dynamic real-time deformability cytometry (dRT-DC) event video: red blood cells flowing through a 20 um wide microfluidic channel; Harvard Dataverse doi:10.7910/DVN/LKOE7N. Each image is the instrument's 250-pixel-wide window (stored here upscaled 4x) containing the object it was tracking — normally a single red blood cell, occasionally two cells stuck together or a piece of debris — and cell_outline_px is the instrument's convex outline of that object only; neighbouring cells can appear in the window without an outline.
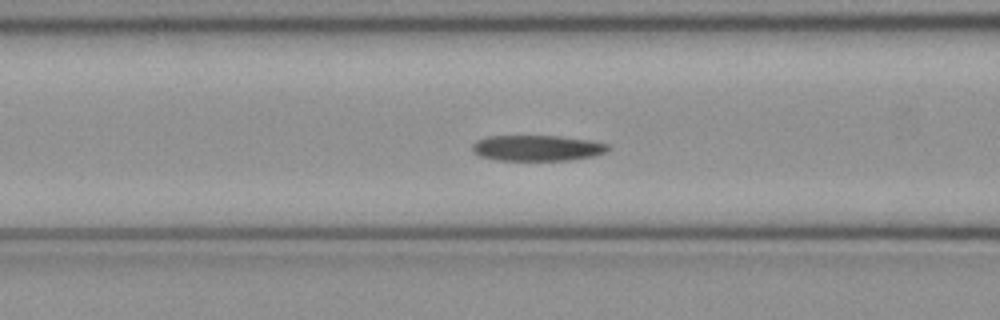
{"species": "common noctule bat (a hibernating species)", "species_latin": "Nyctalus noctula", "temperature_condition": "cold", "stored_images_in_passage": 50, "camera_frame_rate_fps": 3000, "um_per_image_px": 0.085, "animal": {"sex": "female", "body_mass_g": 21.9}, "frame": {"image": 1, "passage_image": 19, "time_ms": 6.0, "image_size_px": [1000, 320], "cell_outline_px": [[608, 148], [604, 152], [592, 156], [568, 160], [496, 160], [480, 156], [472, 152], [472, 144], [476, 140], [488, 136], [560, 136], [588, 140], [608, 144]], "centroid_in_image_um": [45.59, 12.58], "position_along_channel_um": 121.0, "area_um2": 20.23}}
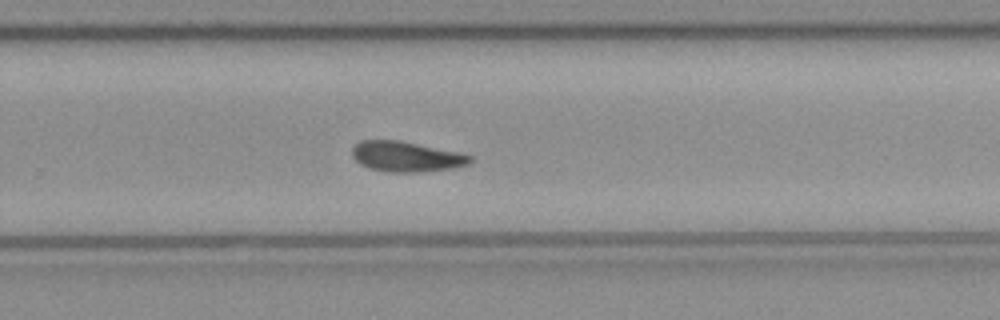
{"frame": {"image": 2, "passage_image": 32, "time_ms": 10.333, "image_size_px": [1000, 320], "cell_outline_px": [[472, 160], [468, 164], [456, 168], [420, 172], [388, 172], [368, 168], [360, 164], [352, 156], [352, 148], [360, 140], [400, 140], [456, 152], [472, 156]], "centroid_in_image_um": [34.5, 13.32], "position_along_channel_um": 295.3, "area_um2": 20.81}}
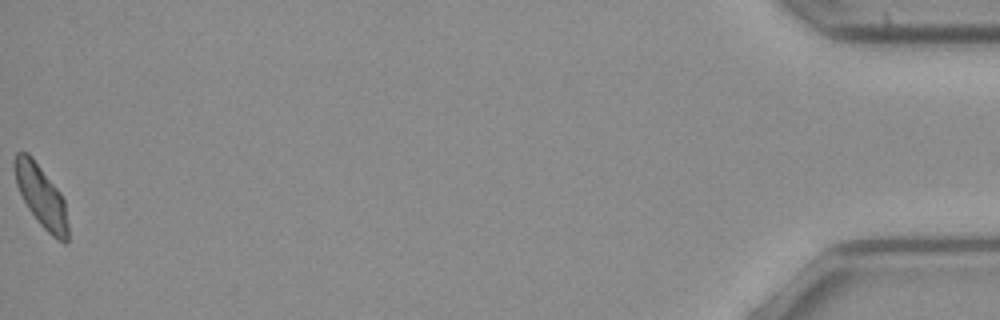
{"frame": {"image": 3, "passage_image": 50, "time_ms": 16.333, "image_size_px": [1000, 320], "cell_outline_px": [[68, 240], [64, 244], [52, 236], [40, 224], [28, 208], [16, 184], [12, 164], [16, 152], [28, 152], [32, 156], [60, 192], [64, 200], [68, 224]], "centroid_in_image_um": [3.49, 16.65], "position_along_channel_um": 431.7, "area_um2": 19.31}}